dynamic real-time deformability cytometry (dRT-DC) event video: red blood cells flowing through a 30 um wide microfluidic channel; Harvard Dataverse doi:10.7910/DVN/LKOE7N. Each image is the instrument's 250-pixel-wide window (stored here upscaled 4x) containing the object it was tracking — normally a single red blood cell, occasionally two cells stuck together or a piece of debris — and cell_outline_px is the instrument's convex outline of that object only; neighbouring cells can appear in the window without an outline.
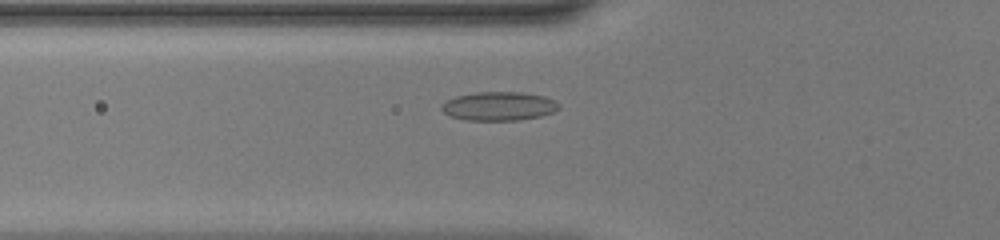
{"species": "common noctule bat (a hibernating species)", "species_latin": "Nyctalus noctula", "temperature_condition": "warm", "stored_images_in_passage": 36, "camera_frame_rate_fps": 3000, "um_per_image_px": 0.085, "animal": {"sex": "female", "body_mass_g": 20.0, "forearm_length_mm": 54.0}, "frame": {"image": 1, "passage_image": 7, "time_ms": 2.0, "image_size_px": [1000, 240], "cell_outline_px": [[560, 108], [552, 112], [540, 116], [520, 120], [464, 120], [448, 116], [440, 108], [440, 104], [444, 100], [456, 96], [476, 92], [524, 92], [544, 96], [556, 100], [560, 104]], "centroid_in_image_um": [42.37, 9.02], "position_along_channel_um": 83.4, "area_um2": 20.0}}
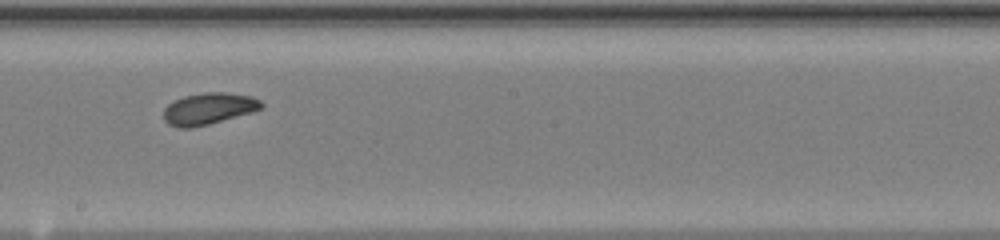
{"frame": {"image": 2, "passage_image": 17, "time_ms": 5.333, "image_size_px": [1000, 240], "cell_outline_px": [[264, 108], [252, 112], [208, 124], [192, 128], [176, 128], [168, 124], [164, 120], [164, 108], [168, 104], [184, 96], [204, 92], [224, 92], [252, 96], [260, 100], [264, 104]], "centroid_in_image_um": [17.74, 9.24], "position_along_channel_um": 230.5, "area_um2": 18.09}}
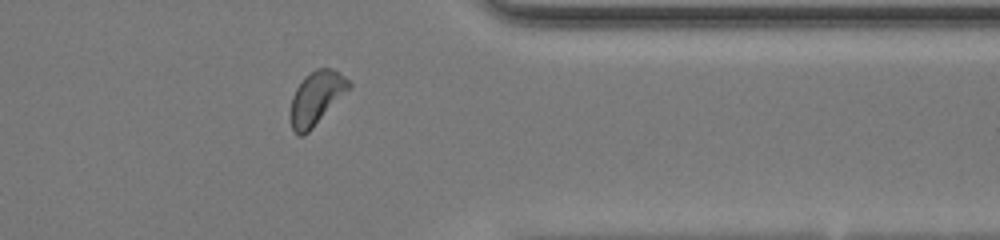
{"frame": {"image": 3, "passage_image": 28, "time_ms": 9.0, "image_size_px": [1000, 240], "cell_outline_px": [[352, 84], [312, 128], [304, 136], [296, 136], [292, 128], [288, 112], [292, 96], [296, 88], [304, 76], [316, 68], [332, 68], [344, 76]], "centroid_in_image_um": [26.81, 8.34], "position_along_channel_um": 384.6, "area_um2": 18.03}, "authors_computed_cell_mechanics": {"area_um2": 18.0047, "velocity_mm_per_s": 4.4082, "shape_relaxation_time_tau1_ms": 1.8096, "shape_relaxation_time_tau2_ms": 2.805, "deformation_change_tau1": 0.0696, "deformation_change_tau2": 0.0906}}